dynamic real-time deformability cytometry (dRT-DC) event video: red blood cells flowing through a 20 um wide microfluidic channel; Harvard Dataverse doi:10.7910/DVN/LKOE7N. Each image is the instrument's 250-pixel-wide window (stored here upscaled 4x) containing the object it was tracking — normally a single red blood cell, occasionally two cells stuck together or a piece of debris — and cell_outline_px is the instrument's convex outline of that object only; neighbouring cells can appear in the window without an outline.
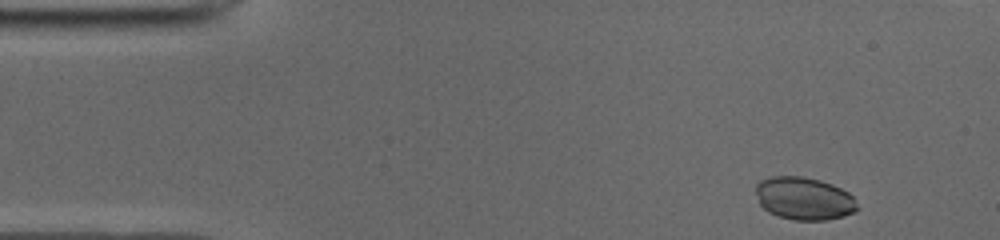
{"species": "common noctule bat (a hibernating species)", "species_latin": "Nyctalus noctula", "temperature_condition": "cold", "stored_images_in_passage": 49, "camera_frame_rate_fps": 3000, "um_per_image_px": 0.085, "animal": {"sex": "male", "body_mass_g": 19.0, "forearm_length_mm": 50.8}, "frame": {"image": 1, "passage_image": 2, "time_ms": 0.333, "image_size_px": [1000, 240], "cell_outline_px": [[860, 208], [856, 212], [828, 220], [792, 220], [768, 212], [760, 204], [756, 192], [756, 184], [760, 180], [772, 176], [800, 176], [820, 180], [832, 184], [848, 192], [852, 196]], "centroid_in_image_um": [68.36, 16.87], "position_along_channel_um": 16.6, "area_um2": 25.37}}
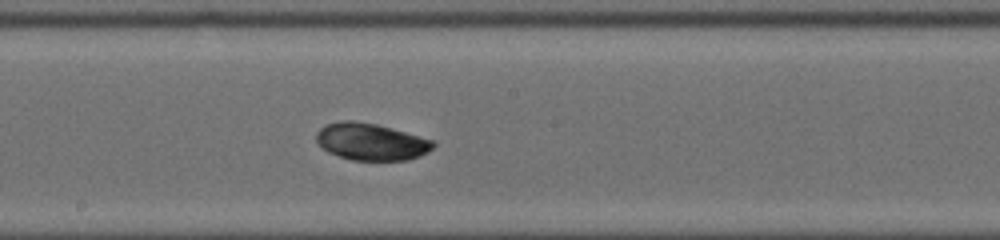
{"frame": {"image": 2, "passage_image": 24, "time_ms": 7.667, "image_size_px": [1000, 240], "cell_outline_px": [[436, 144], [428, 152], [420, 156], [408, 160], [352, 160], [328, 152], [316, 140], [316, 132], [320, 128], [328, 124], [340, 120], [352, 120], [376, 124], [392, 128], [432, 140]], "centroid_in_image_um": [31.54, 12.04], "position_along_channel_um": 216.7, "area_um2": 25.03}}
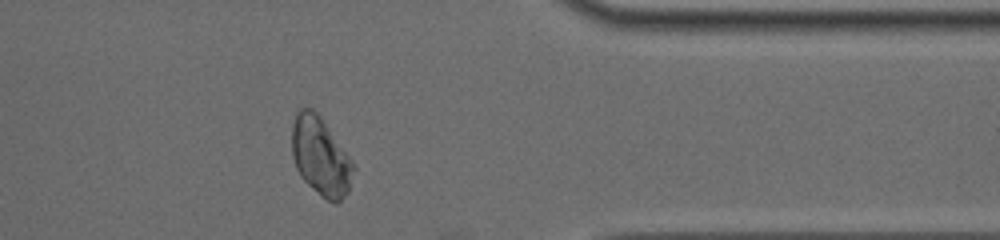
{"frame": {"image": 3, "passage_image": 38, "time_ms": 12.333, "image_size_px": [1000, 240], "cell_outline_px": [[356, 168], [348, 192], [336, 204], [332, 204], [320, 196], [300, 176], [296, 168], [292, 156], [292, 124], [296, 112], [300, 108], [312, 108], [320, 116], [356, 164]], "centroid_in_image_um": [27.27, 13.32], "position_along_channel_um": 384.1, "area_um2": 28.5}}